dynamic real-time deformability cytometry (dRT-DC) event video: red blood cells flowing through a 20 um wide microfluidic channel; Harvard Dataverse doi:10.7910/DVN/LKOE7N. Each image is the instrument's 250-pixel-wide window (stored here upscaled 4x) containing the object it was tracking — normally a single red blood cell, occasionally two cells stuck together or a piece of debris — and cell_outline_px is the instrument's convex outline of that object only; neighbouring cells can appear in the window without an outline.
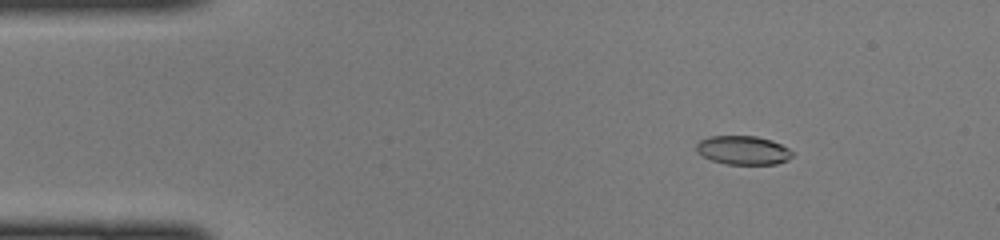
{"species": "common noctule bat (a hibernating species)", "species_latin": "Nyctalus noctula", "temperature_condition": "cold", "stored_images_in_passage": 47, "camera_frame_rate_fps": 3000, "um_per_image_px": 0.085, "animal": {"sex": "female", "body_mass_g": 22.0, "forearm_length_mm": 56.7}, "frame": {"image": 1, "passage_image": 7, "time_ms": 2.0, "image_size_px": [1000, 240], "cell_outline_px": [[792, 156], [788, 160], [776, 164], [728, 164], [712, 160], [696, 152], [696, 144], [700, 140], [708, 136], [756, 136], [772, 140], [788, 148], [792, 152]], "centroid_in_image_um": [63.15, 12.76], "position_along_channel_um": 21.8, "area_um2": 16.07}}
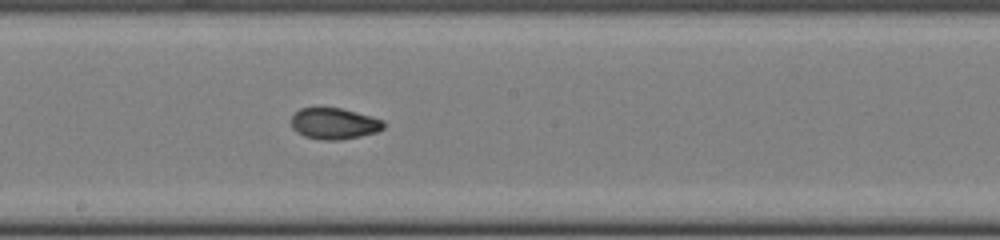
{"frame": {"image": 2, "passage_image": 26, "time_ms": 8.333, "image_size_px": [1000, 240], "cell_outline_px": [[384, 128], [376, 132], [360, 136], [340, 140], [320, 140], [304, 136], [296, 132], [292, 128], [288, 120], [292, 112], [300, 108], [340, 108], [356, 112], [384, 120]], "centroid_in_image_um": [28.32, 10.5], "position_along_channel_um": 219.9, "area_um2": 17.11}}
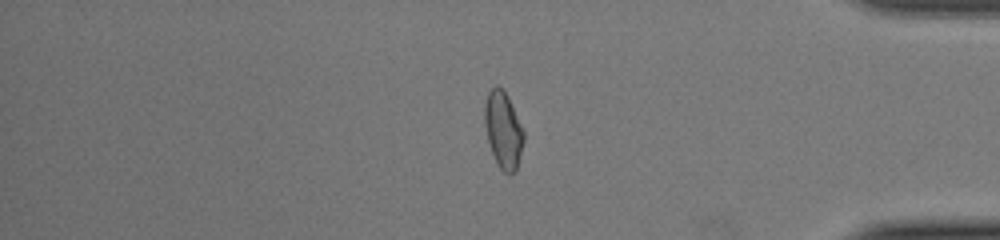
{"frame": {"image": 3, "passage_image": 40, "time_ms": 13.0, "image_size_px": [1000, 240], "cell_outline_px": [[524, 140], [516, 172], [504, 172], [500, 168], [492, 152], [488, 140], [484, 124], [484, 104], [488, 92], [496, 84], [504, 88], [508, 96], [524, 132]], "centroid_in_image_um": [42.77, 10.99], "position_along_channel_um": 392.4, "area_um2": 17.4}}